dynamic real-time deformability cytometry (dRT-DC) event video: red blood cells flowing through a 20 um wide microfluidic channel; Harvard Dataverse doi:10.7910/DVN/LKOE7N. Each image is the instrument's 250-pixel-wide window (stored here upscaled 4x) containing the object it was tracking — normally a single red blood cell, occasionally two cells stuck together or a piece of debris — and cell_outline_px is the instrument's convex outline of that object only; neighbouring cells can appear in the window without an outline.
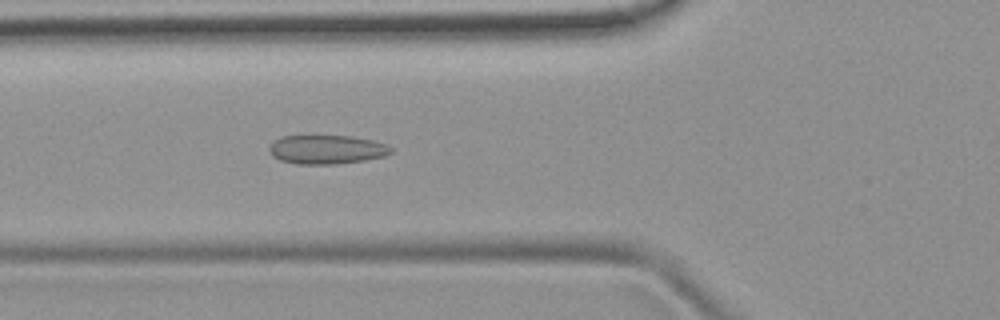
{"species": "common noctule bat (a hibernating species)", "species_latin": "Nyctalus noctula", "temperature_condition": "room temperature", "stored_images_in_passage": 44, "camera_frame_rate_fps": 3000, "um_per_image_px": 0.085, "animal": {"sex": "female", "body_mass_g": 19.9}, "frame": {"image": 1, "passage_image": 12, "time_ms": 3.667, "image_size_px": [1000, 320], "cell_outline_px": [[392, 152], [384, 156], [364, 160], [336, 164], [296, 164], [280, 160], [272, 156], [268, 148], [272, 140], [284, 136], [352, 136], [372, 140], [384, 144], [392, 148]], "centroid_in_image_um": [27.72, 12.71], "position_along_channel_um": 98.1, "area_um2": 20.52}}
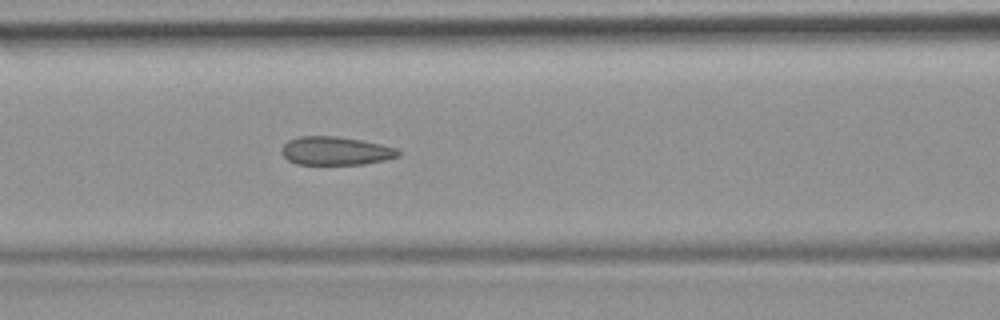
{"frame": {"image": 2, "passage_image": 15, "time_ms": 4.667, "image_size_px": [1000, 320], "cell_outline_px": [[400, 156], [384, 160], [364, 164], [296, 164], [288, 160], [280, 152], [280, 148], [288, 140], [300, 136], [336, 136], [360, 140], [380, 144], [396, 148], [400, 152]], "centroid_in_image_um": [28.5, 12.82], "position_along_channel_um": 138.1, "area_um2": 19.31}}
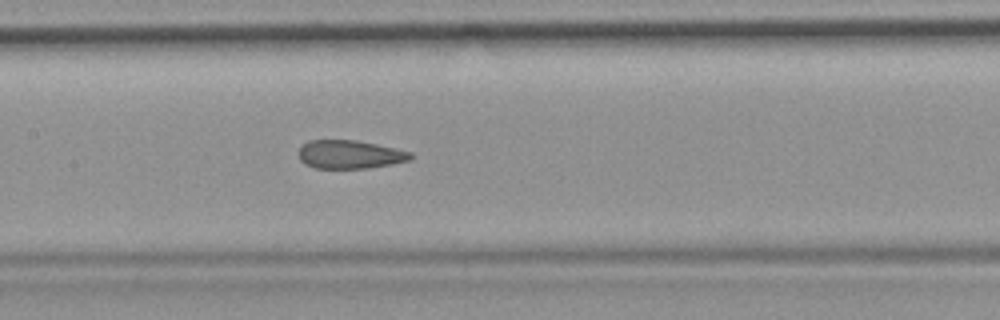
{"frame": {"image": 3, "passage_image": 18, "time_ms": 5.667, "image_size_px": [1000, 320], "cell_outline_px": [[412, 156], [408, 160], [392, 164], [368, 168], [316, 168], [304, 164], [300, 160], [300, 148], [308, 140], [356, 140], [396, 148], [412, 152]], "centroid_in_image_um": [29.74, 13.12], "position_along_channel_um": 177.7, "area_um2": 18.44}, "authors_computed_cell_mechanics": {"area_um2": 19.9699, "velocity_mm_per_s": 3.9743, "shape_relaxation_time_tau1_ms": null, "shape_relaxation_time_tau2_ms": 1.2261, "deformation_change_tau1": null, "deformation_change_tau2": 0.0664}}